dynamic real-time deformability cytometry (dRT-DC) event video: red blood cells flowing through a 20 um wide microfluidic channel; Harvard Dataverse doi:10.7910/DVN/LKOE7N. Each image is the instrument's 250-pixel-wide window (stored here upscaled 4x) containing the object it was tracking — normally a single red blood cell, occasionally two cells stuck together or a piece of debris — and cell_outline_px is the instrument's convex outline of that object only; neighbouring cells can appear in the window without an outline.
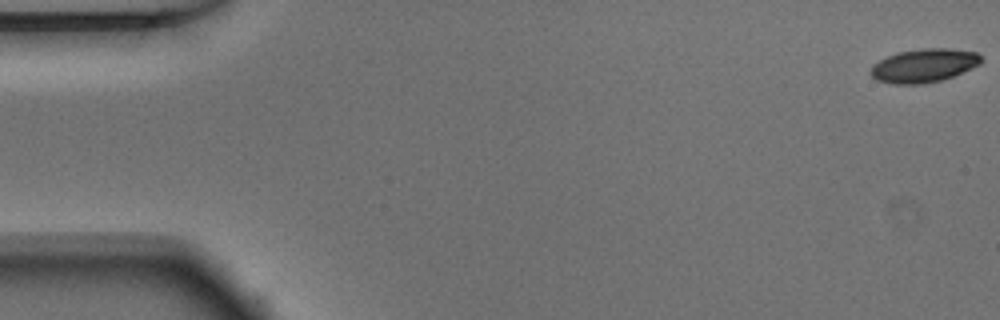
{"species": "Egyptian fruit bat (a non-hibernating species)", "species_latin": "Rousettus aegyptiacus", "temperature_condition": "warm", "stored_images_in_passage": 12, "camera_frame_rate_fps": 3000, "um_per_image_px": 0.085, "animal": {"sex": "male"}, "frame": {"image": 1, "passage_image": 1, "time_ms": 0.0, "image_size_px": [1000, 320], "cell_outline_px": [[984, 60], [980, 64], [944, 80], [920, 84], [892, 84], [876, 80], [868, 72], [872, 64], [896, 52], [924, 48], [952, 48], [976, 52]], "centroid_in_image_um": [78.51, 5.57], "position_along_channel_um": 6.5, "area_um2": 21.85}}